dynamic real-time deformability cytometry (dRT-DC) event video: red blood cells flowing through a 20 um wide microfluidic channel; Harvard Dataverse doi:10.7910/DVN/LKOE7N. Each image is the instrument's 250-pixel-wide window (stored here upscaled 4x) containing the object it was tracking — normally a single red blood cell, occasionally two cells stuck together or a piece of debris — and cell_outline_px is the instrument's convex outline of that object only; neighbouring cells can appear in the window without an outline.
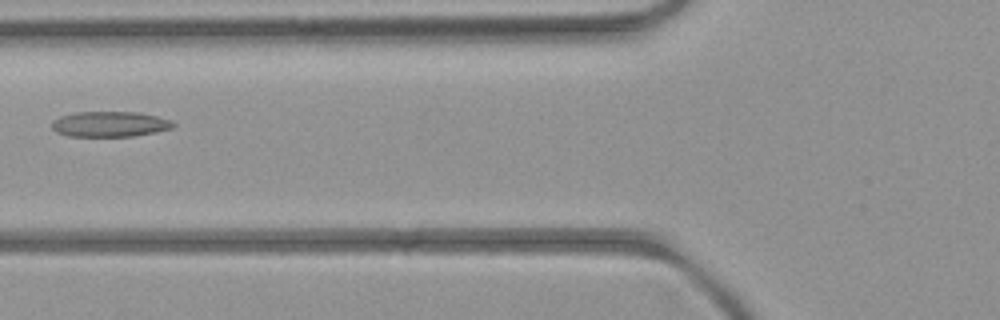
{"species": "common noctule bat (a hibernating species)", "species_latin": "Nyctalus noctula", "temperature_condition": "room temperature", "stored_images_in_passage": 4, "camera_frame_rate_fps": 3000, "um_per_image_px": 0.085, "animal": {"sex": "female", "body_mass_g": 21.9}, "frame": {"image": 1, "passage_image": 4, "time_ms": 4.0, "image_size_px": [1000, 320], "cell_outline_px": [[176, 124], [172, 128], [156, 132], [132, 136], [68, 136], [56, 132], [52, 128], [52, 120], [60, 116], [76, 112], [140, 112], [172, 120]], "centroid_in_image_um": [9.34, 10.54], "position_along_channel_um": 116.5, "area_um2": 18.03}}